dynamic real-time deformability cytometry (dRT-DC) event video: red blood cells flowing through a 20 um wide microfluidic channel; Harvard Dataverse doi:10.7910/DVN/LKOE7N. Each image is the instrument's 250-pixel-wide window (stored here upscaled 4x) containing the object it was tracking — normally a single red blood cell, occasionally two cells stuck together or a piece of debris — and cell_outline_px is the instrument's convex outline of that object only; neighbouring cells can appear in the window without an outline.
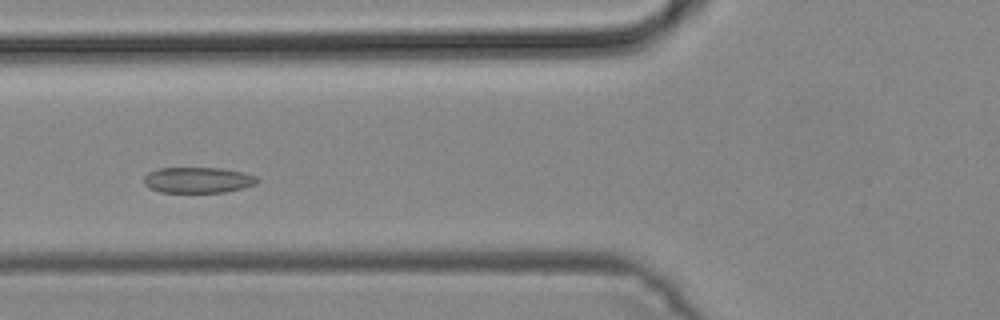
{"species": "common noctule bat (a hibernating species)", "species_latin": "Nyctalus noctula", "temperature_condition": "cold", "stored_images_in_passage": 32, "camera_frame_rate_fps": 3000, "um_per_image_px": 0.085, "animal": {"sex": "male", "body_mass_g": 19.2, "forearm_length_mm": 51.8}, "frame": {"image": 1, "passage_image": 14, "time_ms": 4.333, "image_size_px": [1000, 320], "cell_outline_px": [[260, 180], [256, 184], [224, 192], [160, 192], [148, 188], [144, 184], [144, 176], [148, 172], [160, 168], [220, 168], [244, 172], [260, 176]], "centroid_in_image_um": [16.84, 15.3], "position_along_channel_um": 109.0, "area_um2": 17.17}}
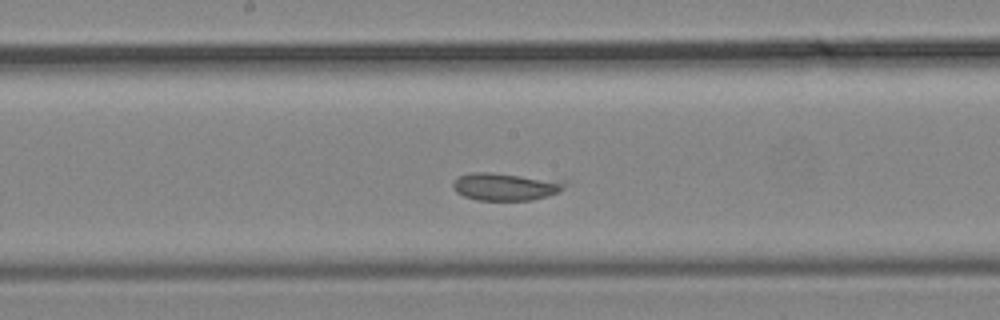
{"frame": {"image": 2, "passage_image": 21, "time_ms": 6.667, "image_size_px": [1000, 320], "cell_outline_px": [[568, 180], [560, 192], [548, 196], [532, 200], [476, 200], [464, 196], [456, 192], [452, 184], [460, 176], [472, 172], [492, 172]], "centroid_in_image_um": [43.03, 15.85], "position_along_channel_um": 205.2, "area_um2": 18.21}}
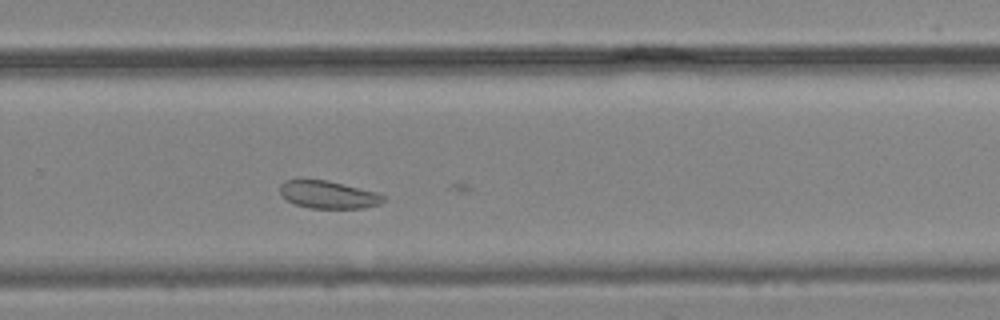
{"frame": {"image": 3, "passage_image": 28, "time_ms": 9.0, "image_size_px": [1000, 320], "cell_outline_px": [[384, 200], [380, 204], [364, 208], [308, 208], [296, 204], [288, 200], [280, 192], [280, 184], [284, 180], [328, 180], [376, 192], [384, 196]], "centroid_in_image_um": [27.91, 16.55], "position_along_channel_um": 301.9, "area_um2": 16.47}}